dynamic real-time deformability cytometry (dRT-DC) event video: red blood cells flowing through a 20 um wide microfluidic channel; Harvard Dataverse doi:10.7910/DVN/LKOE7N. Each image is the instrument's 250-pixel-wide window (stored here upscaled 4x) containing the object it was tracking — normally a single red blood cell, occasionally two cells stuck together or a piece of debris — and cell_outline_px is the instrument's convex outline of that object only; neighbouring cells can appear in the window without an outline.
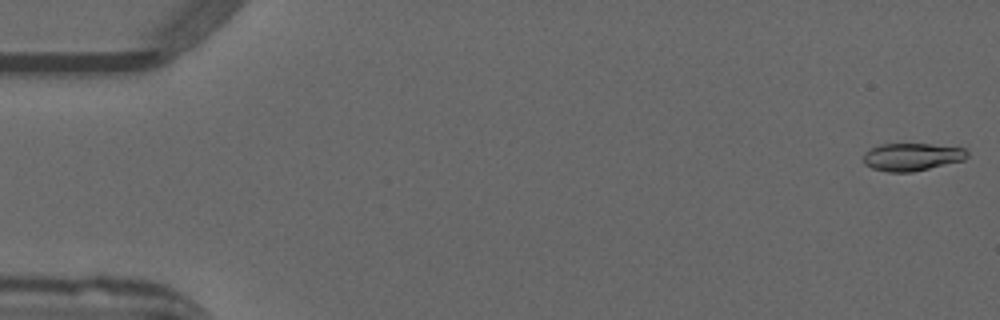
{"species": "common noctule bat (a hibernating species)", "species_latin": "Nyctalus noctula", "temperature_condition": "warm", "stored_images_in_passage": 51, "camera_frame_rate_fps": 3000, "um_per_image_px": 0.085, "animal": {"sex": "male", "forearm_length_mm": 52.5}, "frame": {"image": 1, "passage_image": 1, "time_ms": 0.0, "image_size_px": [1000, 320], "cell_outline_px": [[968, 156], [964, 160], [912, 172], [888, 172], [872, 168], [864, 164], [864, 152], [880, 144], [932, 144], [964, 148], [968, 152]], "centroid_in_image_um": [77.51, 13.33], "position_along_channel_um": 7.5, "area_um2": 16.7}}
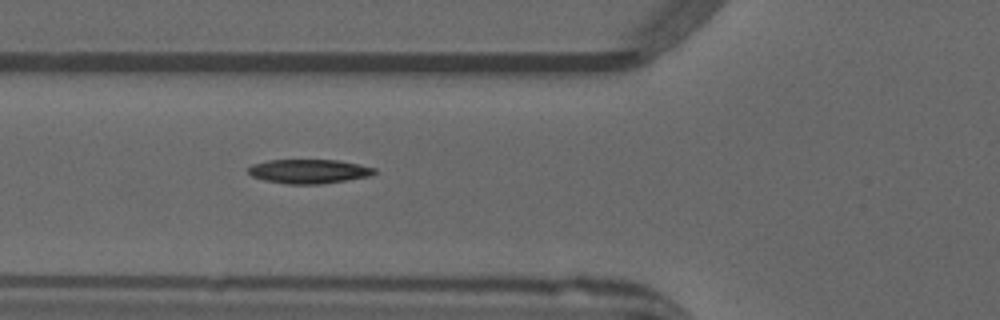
{"frame": {"image": 2, "passage_image": 19, "time_ms": 6.0, "image_size_px": [1000, 320], "cell_outline_px": [[376, 172], [368, 176], [320, 184], [288, 184], [264, 180], [252, 176], [248, 172], [248, 168], [252, 164], [268, 160], [336, 160], [360, 164], [376, 168]], "centroid_in_image_um": [26.23, 14.56], "position_along_channel_um": 99.6, "area_um2": 17.63}}
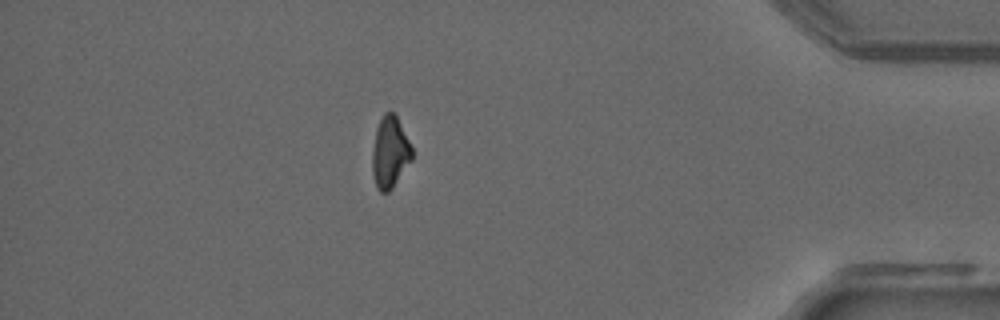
{"frame": {"image": 3, "passage_image": 45, "time_ms": 14.667, "image_size_px": [1000, 320], "cell_outline_px": [[412, 160], [392, 188], [388, 192], [380, 192], [376, 188], [372, 172], [372, 152], [376, 128], [384, 112], [392, 112], [396, 116], [412, 148]], "centroid_in_image_um": [33.13, 12.98], "position_along_channel_um": 402.1, "area_um2": 16.42}}